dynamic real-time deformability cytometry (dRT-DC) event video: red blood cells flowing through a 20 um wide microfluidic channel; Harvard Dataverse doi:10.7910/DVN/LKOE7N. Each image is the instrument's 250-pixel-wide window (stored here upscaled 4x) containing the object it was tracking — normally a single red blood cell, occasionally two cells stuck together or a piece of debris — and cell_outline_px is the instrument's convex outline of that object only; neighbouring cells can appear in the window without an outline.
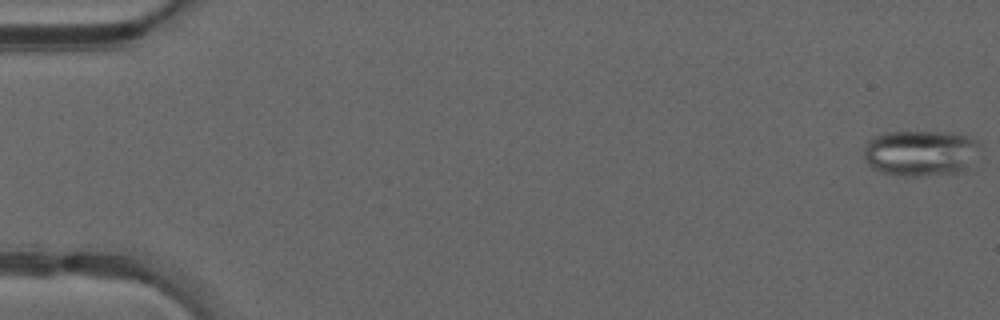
{"species": "common noctule bat (a hibernating species)", "species_latin": "Nyctalus noctula", "temperature_condition": "warm", "stored_images_in_passage": 16, "camera_frame_rate_fps": 3000, "um_per_image_px": 0.085, "animal": {"sex": "male", "forearm_length_mm": 52.5}, "frame": {"image": 1, "passage_image": 1, "time_ms": 0.0, "image_size_px": [1000, 320], "cell_outline_px": [[984, 156], [964, 172], [956, 176], [900, 176], [880, 172], [872, 168], [864, 160], [864, 148], [868, 140], [872, 136], [884, 132], [948, 132], [968, 136], [984, 144]], "centroid_in_image_um": [78.41, 13.05], "position_along_channel_um": 6.6, "area_um2": 33.06}}